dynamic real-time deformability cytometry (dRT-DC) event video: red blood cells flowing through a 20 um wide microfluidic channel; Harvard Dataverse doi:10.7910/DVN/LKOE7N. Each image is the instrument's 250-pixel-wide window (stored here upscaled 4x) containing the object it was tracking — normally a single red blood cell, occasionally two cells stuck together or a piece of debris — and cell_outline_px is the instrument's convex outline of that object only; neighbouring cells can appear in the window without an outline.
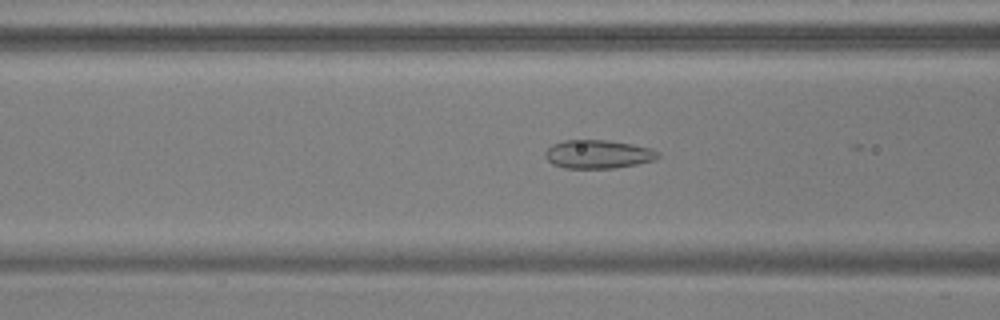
{"species": "common noctule bat (a hibernating species)", "species_latin": "Nyctalus noctula", "temperature_condition": "warm", "stored_images_in_passage": 41, "camera_frame_rate_fps": 3000, "um_per_image_px": 0.085, "animal": {"sex": "male", "body_mass_g": 17.9, "forearm_length_mm": 54.2}, "frame": {"image": 1, "passage_image": 9, "time_ms": 2.667, "image_size_px": [1000, 320], "cell_outline_px": [[660, 156], [656, 160], [616, 168], [564, 168], [552, 164], [544, 156], [544, 152], [552, 144], [564, 140], [608, 140], [632, 144], [652, 148], [660, 152]], "centroid_in_image_um": [50.85, 13.1], "position_along_channel_um": 115.7, "area_um2": 18.96}}
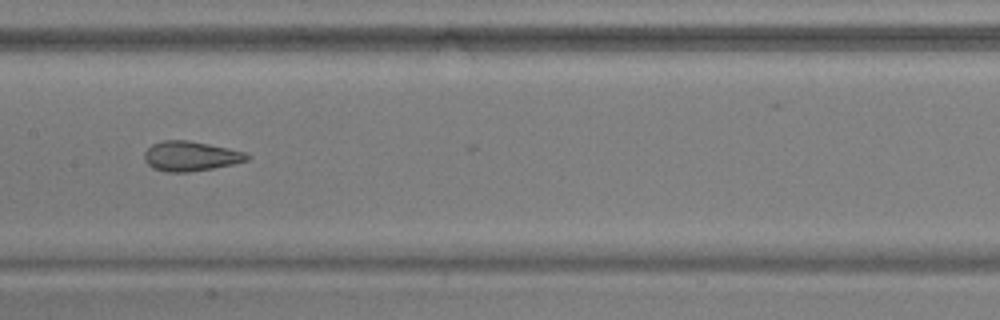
{"frame": {"image": 2, "passage_image": 15, "time_ms": 4.667, "image_size_px": [1000, 320], "cell_outline_px": [[252, 156], [248, 160], [232, 164], [212, 168], [188, 172], [168, 172], [152, 168], [144, 160], [144, 152], [152, 144], [164, 140], [188, 140], [228, 148], [244, 152]], "centroid_in_image_um": [16.18, 13.27], "position_along_channel_um": 191.2, "area_um2": 17.74}}
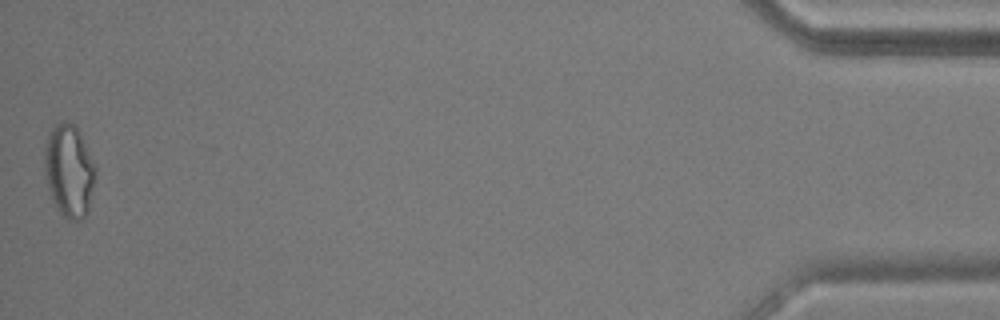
{"frame": {"image": 3, "passage_image": 41, "time_ms": 13.333, "image_size_px": [1000, 320], "cell_outline_px": [[96, 176], [88, 212], [80, 220], [68, 220], [60, 212], [52, 200], [48, 188], [44, 172], [44, 148], [48, 132], [60, 120], [64, 120], [72, 124], [80, 132], [96, 168]], "centroid_in_image_um": [5.86, 14.5], "position_along_channel_um": 429.3, "area_um2": 27.74}, "authors_computed_cell_mechanics": {"area_um2": 19.652, "velocity_mm_per_s": 3.7522, "shape_relaxation_time_tau1_ms": null, "shape_relaxation_time_tau2_ms": 1.1402, "deformation_change_tau1": null, "deformation_change_tau2": 0.0843}}